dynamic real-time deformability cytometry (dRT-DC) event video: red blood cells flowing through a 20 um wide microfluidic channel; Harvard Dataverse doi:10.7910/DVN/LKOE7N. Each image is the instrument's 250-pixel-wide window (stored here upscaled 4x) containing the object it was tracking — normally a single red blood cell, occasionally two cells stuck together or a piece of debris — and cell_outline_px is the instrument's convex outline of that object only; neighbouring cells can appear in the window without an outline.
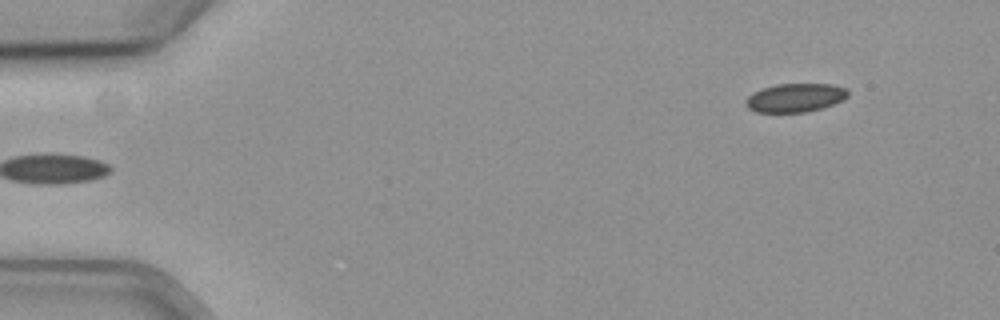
{"species": "common noctule bat (a hibernating species)", "species_latin": "Nyctalus noctula", "temperature_condition": "cold", "stored_images_in_passage": 52, "camera_frame_rate_fps": 3000, "um_per_image_px": 0.085, "animal": {"sex": "female", "body_mass_g": 19.3, "forearm_length_mm": 54.1}, "frame": {"image": 1, "passage_image": 1, "time_ms": 0.0, "image_size_px": [1000, 320], "cell_outline_px": [[848, 96], [832, 104], [820, 108], [804, 112], [756, 112], [748, 108], [748, 96], [752, 92], [776, 84], [832, 84], [844, 88], [848, 92]], "centroid_in_image_um": [67.58, 8.3], "position_along_channel_um": 17.4, "area_um2": 16.65}}
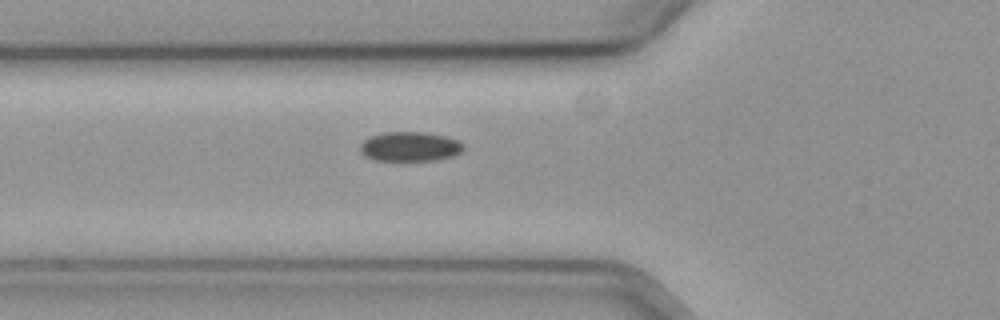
{"frame": {"image": 2, "passage_image": 16, "time_ms": 5.0, "image_size_px": [1000, 320], "cell_outline_px": [[464, 148], [456, 156], [436, 160], [372, 160], [364, 156], [360, 152], [360, 144], [368, 136], [384, 132], [424, 132], [448, 136], [460, 140], [464, 144]], "centroid_in_image_um": [34.86, 12.45], "position_along_channel_um": 90.9, "area_um2": 18.15}}
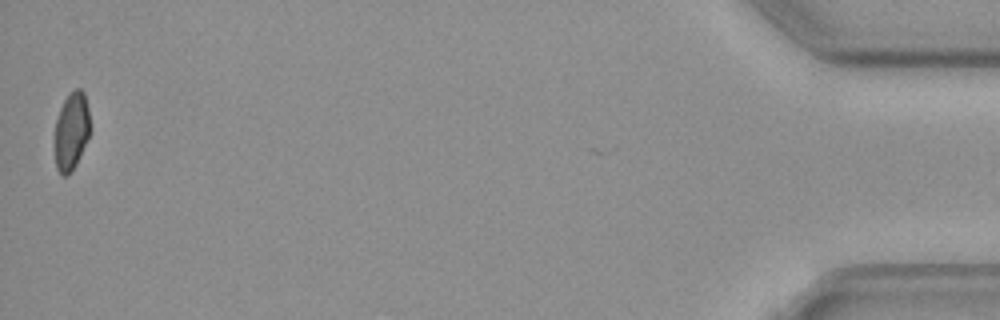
{"frame": {"image": 3, "passage_image": 52, "time_ms": 17.0, "image_size_px": [1000, 320], "cell_outline_px": [[92, 128], [80, 156], [76, 164], [64, 176], [56, 168], [56, 120], [60, 108], [64, 100], [76, 88], [80, 88], [84, 92], [88, 108]], "centroid_in_image_um": [6.11, 11.09], "position_along_channel_um": 429.1, "area_um2": 15.72}}